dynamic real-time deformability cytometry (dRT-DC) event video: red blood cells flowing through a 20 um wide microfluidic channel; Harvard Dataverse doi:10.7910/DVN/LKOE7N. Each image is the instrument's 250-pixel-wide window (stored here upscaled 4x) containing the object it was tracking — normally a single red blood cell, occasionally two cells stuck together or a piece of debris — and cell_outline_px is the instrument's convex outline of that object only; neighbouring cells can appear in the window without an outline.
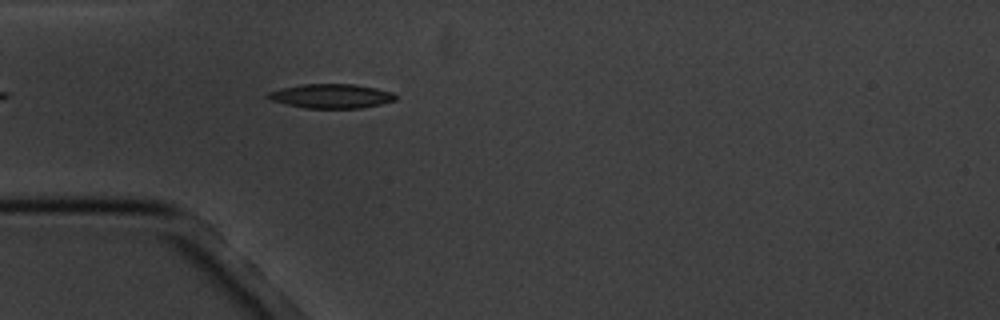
{"species": "common noctule bat (a hibernating species)", "species_latin": "Nyctalus noctula", "temperature_condition": "cold", "stored_images_in_passage": 5, "camera_frame_rate_fps": 3000, "um_per_image_px": 0.085, "animal": {"sex": "male", "body_mass_g": 20.1, "forearm_length_mm": 53.5}, "frame": {"image": 1, "passage_image": 5, "time_ms": 4.667, "image_size_px": [1000, 320], "cell_outline_px": [[396, 100], [380, 104], [360, 108], [304, 108], [272, 100], [264, 96], [268, 92], [280, 88], [304, 84], [356, 84], [376, 88], [392, 92], [396, 96]], "centroid_in_image_um": [28.15, 8.16], "position_along_channel_um": 56.9, "area_um2": 17.98}}